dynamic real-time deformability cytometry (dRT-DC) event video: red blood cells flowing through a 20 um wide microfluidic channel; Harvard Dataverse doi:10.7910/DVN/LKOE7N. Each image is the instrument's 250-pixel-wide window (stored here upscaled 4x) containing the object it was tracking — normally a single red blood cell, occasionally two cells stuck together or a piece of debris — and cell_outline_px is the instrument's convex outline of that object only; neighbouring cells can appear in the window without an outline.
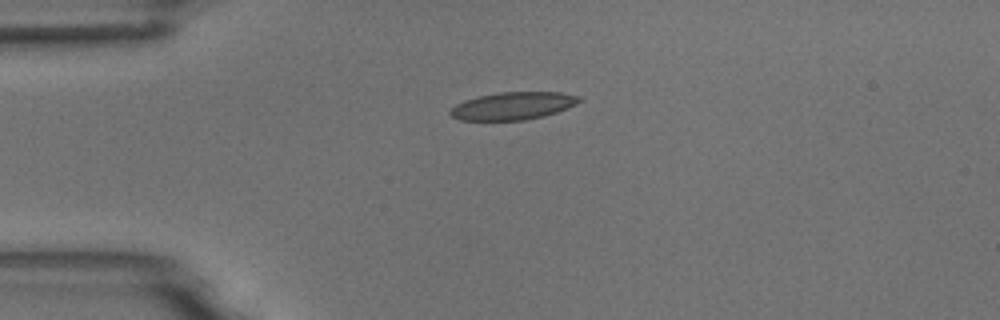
{"species": "common noctule bat (a hibernating species)", "species_latin": "Nyctalus noctula", "temperature_condition": "room temperature", "stored_images_in_passage": 2, "camera_frame_rate_fps": 3000, "um_per_image_px": 0.085, "animal": {"sex": "male", "body_mass_g": 18.8}, "frame": {"image": 1, "passage_image": 2, "time_ms": 2.0, "image_size_px": [1000, 320], "cell_outline_px": [[580, 100], [576, 104], [556, 112], [544, 116], [524, 120], [460, 120], [452, 116], [448, 112], [456, 104], [464, 100], [480, 96], [500, 92], [560, 92], [580, 96]], "centroid_in_image_um": [43.59, 9.0], "position_along_channel_um": 41.4, "area_um2": 20.58}}